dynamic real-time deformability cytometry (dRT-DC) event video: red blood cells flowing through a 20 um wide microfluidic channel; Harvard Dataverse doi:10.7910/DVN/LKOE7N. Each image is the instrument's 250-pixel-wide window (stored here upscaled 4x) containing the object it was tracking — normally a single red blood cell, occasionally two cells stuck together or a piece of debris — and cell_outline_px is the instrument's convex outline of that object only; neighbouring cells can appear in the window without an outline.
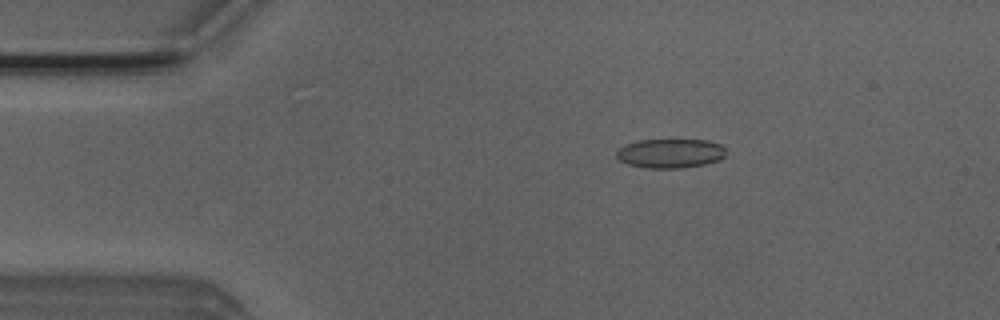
{"species": "Egyptian fruit bat (a non-hibernating species)", "species_latin": "Rousettus aegyptiacus", "temperature_condition": "room temperature", "stored_images_in_passage": 51, "camera_frame_rate_fps": 3000, "um_per_image_px": 0.085, "animal": {"sex": "male"}, "frame": {"image": 1, "passage_image": 9, "time_ms": 2.667, "image_size_px": [1000, 320], "cell_outline_px": [[724, 156], [720, 160], [704, 164], [680, 168], [648, 168], [628, 164], [620, 160], [616, 156], [616, 152], [624, 144], [640, 140], [708, 140], [720, 144], [724, 148]], "centroid_in_image_um": [56.97, 13.03], "position_along_channel_um": 28.0, "area_um2": 18.55}}
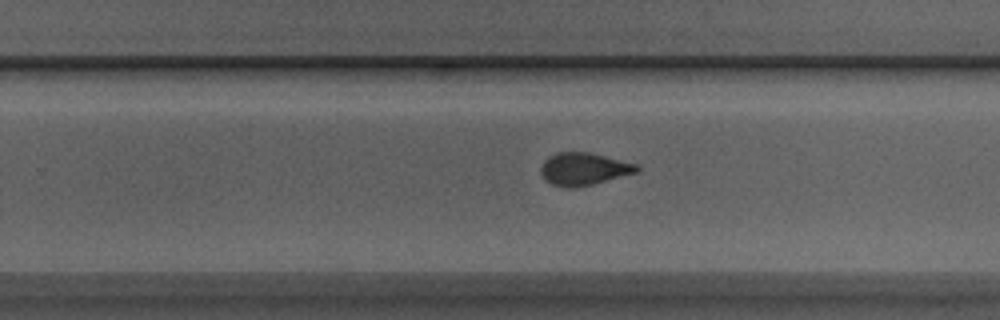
{"frame": {"image": 2, "passage_image": 32, "time_ms": 10.333, "image_size_px": [1000, 320], "cell_outline_px": [[640, 168], [636, 172], [592, 184], [576, 188], [564, 188], [552, 184], [544, 180], [540, 172], [540, 168], [544, 160], [548, 156], [556, 152], [588, 152], [636, 164]], "centroid_in_image_um": [49.54, 14.37], "position_along_channel_um": 280.3, "area_um2": 18.09}}
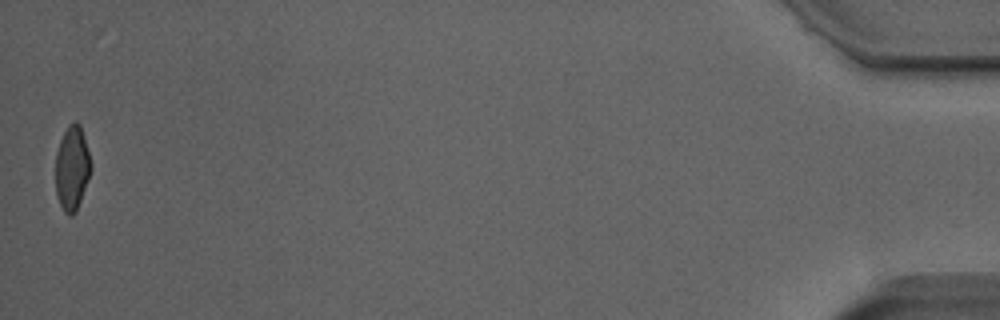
{"frame": {"image": 3, "passage_image": 51, "time_ms": 16.667, "image_size_px": [1000, 320], "cell_outline_px": [[92, 168], [76, 212], [72, 216], [68, 216], [64, 212], [60, 204], [56, 192], [56, 152], [60, 140], [68, 124], [76, 120], [80, 124], [92, 164]], "centroid_in_image_um": [6.13, 14.28], "position_along_channel_um": 429.1, "area_um2": 17.4}, "authors_computed_cell_mechanics": {"area_um2": 18.4382, "velocity_mm_per_s": 3.9761, "shape_relaxation_time_tau1_ms": 8.7301, "shape_relaxation_time_tau2_ms": 1.1, "deformation_change_tau1": 0.202, "deformation_change_tau2": 0.0619}}